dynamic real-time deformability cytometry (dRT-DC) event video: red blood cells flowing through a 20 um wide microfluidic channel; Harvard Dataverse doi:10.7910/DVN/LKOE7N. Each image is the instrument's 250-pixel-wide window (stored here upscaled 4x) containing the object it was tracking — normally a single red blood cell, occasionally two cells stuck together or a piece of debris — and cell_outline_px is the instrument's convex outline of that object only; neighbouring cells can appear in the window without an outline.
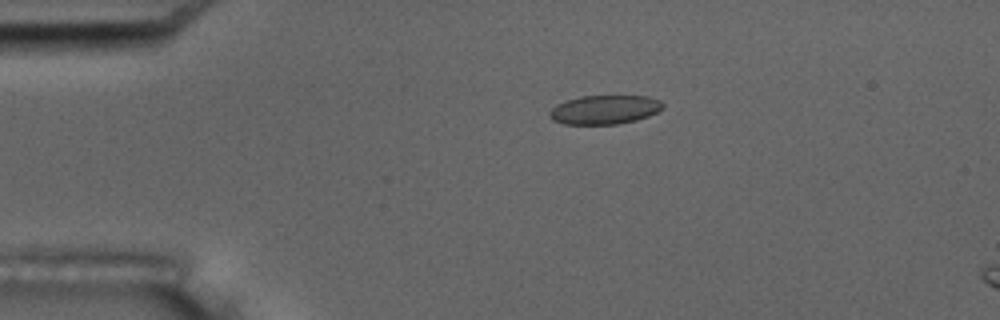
{"species": "common noctule bat (a hibernating species)", "species_latin": "Nyctalus noctula", "temperature_condition": "room temperature", "stored_images_in_passage": 46, "camera_frame_rate_fps": 3000, "um_per_image_px": 0.085, "animal": {"sex": "male", "body_mass_g": 17.5, "forearm_length_mm": 52.3}, "frame": {"image": 1, "passage_image": 4, "time_ms": 1.0, "image_size_px": [1000, 320], "cell_outline_px": [[664, 108], [648, 116], [636, 120], [616, 124], [564, 124], [552, 120], [548, 112], [556, 104], [580, 96], [648, 96], [660, 100], [664, 104]], "centroid_in_image_um": [51.39, 9.32], "position_along_channel_um": 33.6, "area_um2": 19.13}}
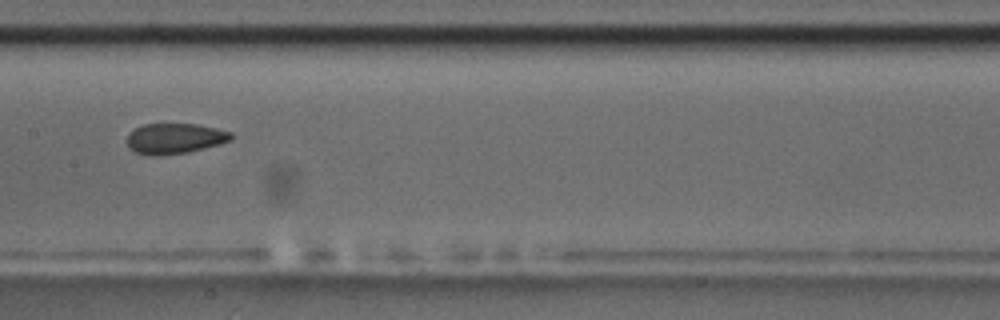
{"frame": {"image": 2, "passage_image": 20, "time_ms": 6.333, "image_size_px": [1000, 320], "cell_outline_px": [[232, 140], [220, 144], [188, 152], [152, 156], [136, 152], [128, 148], [128, 132], [140, 124], [196, 124], [216, 128], [232, 132]], "centroid_in_image_um": [14.84, 11.76], "position_along_channel_um": 192.6, "area_um2": 18.55}}
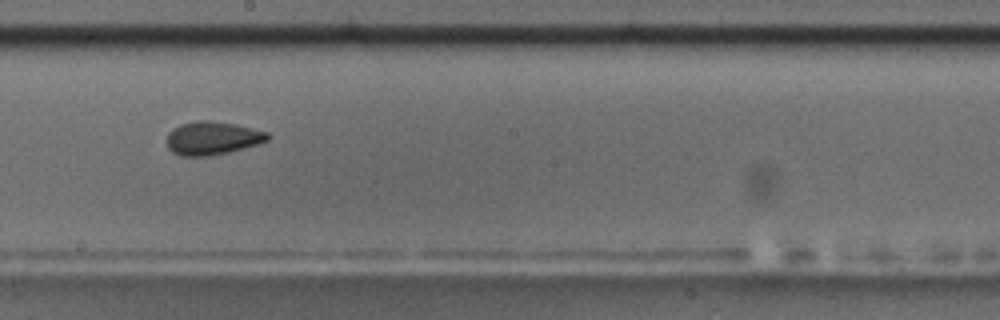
{"frame": {"image": 3, "passage_image": 23, "time_ms": 7.333, "image_size_px": [1000, 320], "cell_outline_px": [[272, 136], [268, 140], [260, 144], [228, 152], [208, 156], [180, 156], [172, 152], [168, 148], [168, 132], [172, 128], [180, 124], [200, 120], [208, 120], [236, 124], [268, 132]], "centroid_in_image_um": [18.07, 11.74], "position_along_channel_um": 230.1, "area_um2": 19.71}, "authors_computed_cell_mechanics": {"area_um2": 19.2763, "velocity_mm_per_s": 3.7761, "shape_relaxation_time_tau1_ms": 6.4736, "shape_relaxation_time_tau2_ms": 1.6772, "deformation_change_tau1": 0.1224, "deformation_change_tau2": 0.0687}}